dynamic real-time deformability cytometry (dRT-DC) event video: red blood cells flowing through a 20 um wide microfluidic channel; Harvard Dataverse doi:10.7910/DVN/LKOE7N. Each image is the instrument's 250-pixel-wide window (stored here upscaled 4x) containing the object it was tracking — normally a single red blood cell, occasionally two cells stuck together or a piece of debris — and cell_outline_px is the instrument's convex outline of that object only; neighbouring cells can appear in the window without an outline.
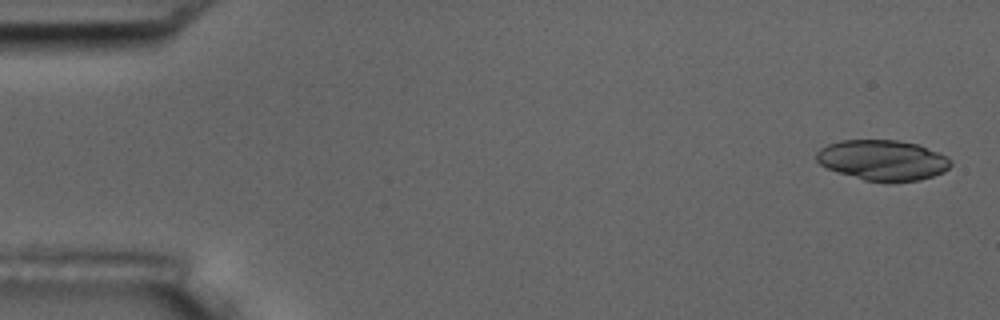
{"species": "common noctule bat (a hibernating species)", "species_latin": "Nyctalus noctula", "temperature_condition": "room temperature", "stored_images_in_passage": 6, "camera_frame_rate_fps": 3000, "um_per_image_px": 0.085, "animal": {"sex": "male", "body_mass_g": 17.5, "forearm_length_mm": 52.3}, "frame": {"image": 1, "passage_image": 1, "time_ms": 0.0, "image_size_px": [1000, 320], "cell_outline_px": [[952, 164], [944, 172], [920, 180], [888, 184], [864, 180], [828, 168], [820, 164], [816, 160], [816, 152], [820, 148], [828, 144], [840, 140], [896, 140], [916, 144], [948, 156], [952, 160]], "centroid_in_image_um": [75.05, 13.63], "position_along_channel_um": 10.0, "area_um2": 31.91}}